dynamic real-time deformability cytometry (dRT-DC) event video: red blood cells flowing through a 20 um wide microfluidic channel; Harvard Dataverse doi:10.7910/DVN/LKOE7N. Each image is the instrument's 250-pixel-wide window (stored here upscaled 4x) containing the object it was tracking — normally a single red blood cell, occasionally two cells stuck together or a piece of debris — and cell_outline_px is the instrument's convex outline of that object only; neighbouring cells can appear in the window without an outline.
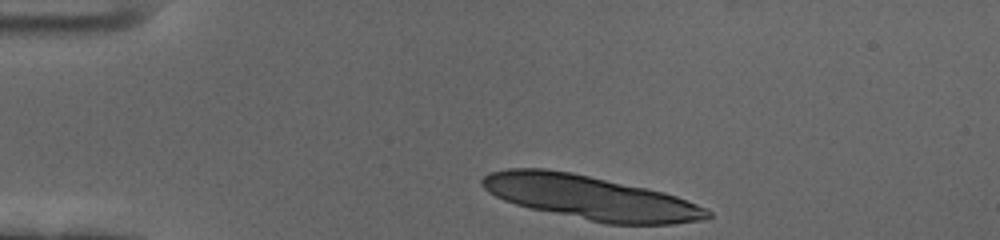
{"species": "human", "species_latin": "Homo sapiens", "temperature_condition": "cold", "stored_images_in_passage": 8, "camera_frame_rate_fps": 3000, "um_per_image_px": 0.085, "donor": {"sex": "female"}, "frame": {"image": 1, "passage_image": 1, "time_ms": 0.0, "image_size_px": [1000, 240], "cell_outline_px": [[712, 216], [704, 220], [672, 224], [608, 224], [532, 208], [516, 204], [504, 200], [488, 192], [480, 184], [480, 180], [488, 172], [508, 168], [544, 168], [572, 172], [664, 192], [676, 196], [696, 204], [712, 212]], "centroid_in_image_um": [50.16, 16.78], "position_along_channel_um": 34.8, "area_um2": 57.4}}